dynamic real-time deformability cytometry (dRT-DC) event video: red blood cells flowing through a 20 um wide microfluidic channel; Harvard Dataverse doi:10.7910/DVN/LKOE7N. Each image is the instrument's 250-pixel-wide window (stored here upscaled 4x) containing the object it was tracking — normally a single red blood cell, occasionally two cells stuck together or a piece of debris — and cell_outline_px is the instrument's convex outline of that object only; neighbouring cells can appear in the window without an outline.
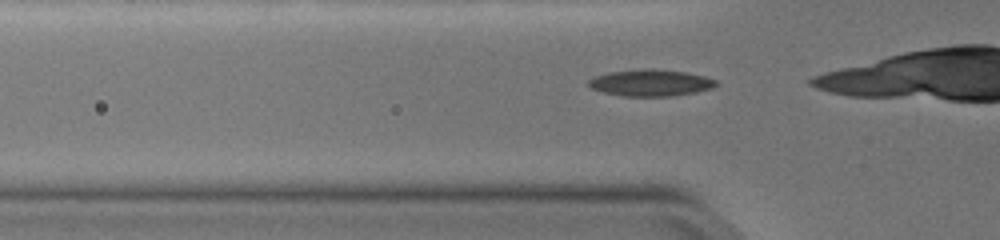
{"species": "common noctule bat (a hibernating species)", "species_latin": "Nyctalus noctula", "temperature_condition": "warm", "stored_images_in_passage": 23, "camera_frame_rate_fps": 3000, "um_per_image_px": 0.085, "animal": {"sex": "female", "body_mass_g": 19.0, "forearm_length_mm": 51.5}, "frame": {"image": 1, "passage_image": 12, "time_ms": 3.667, "image_size_px": [1000, 240], "cell_outline_px": [[716, 84], [712, 88], [696, 92], [672, 96], [620, 96], [604, 92], [592, 88], [588, 84], [588, 80], [596, 76], [608, 72], [640, 68], [652, 68], [688, 72], [704, 76], [716, 80]], "centroid_in_image_um": [55.3, 7.03], "position_along_channel_um": 70.5, "area_um2": 19.88}}
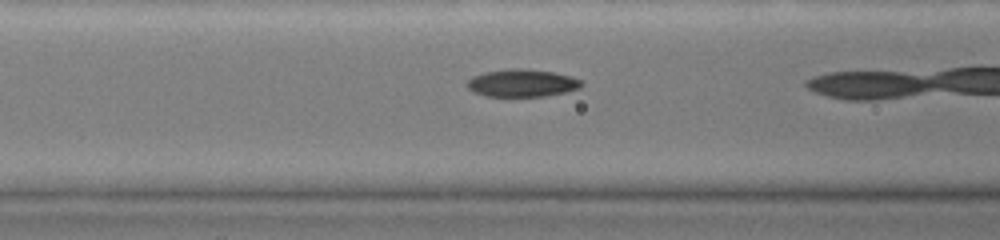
{"frame": {"image": 2, "passage_image": 16, "time_ms": 5.0, "image_size_px": [1000, 240], "cell_outline_px": [[584, 84], [580, 88], [564, 92], [544, 96], [484, 96], [472, 92], [464, 84], [472, 76], [484, 72], [512, 68], [524, 68], [552, 72], [572, 76], [580, 80]], "centroid_in_image_um": [44.33, 7.05], "position_along_channel_um": 122.3, "area_um2": 18.5}}
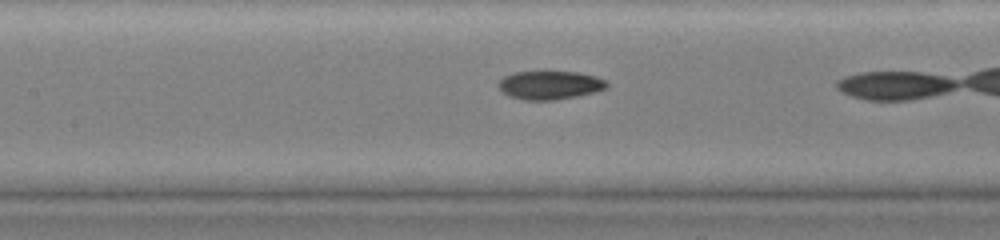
{"frame": {"image": 3, "passage_image": 19, "time_ms": 6.0, "image_size_px": [1000, 240], "cell_outline_px": [[608, 88], [596, 92], [576, 96], [552, 100], [524, 100], [508, 96], [496, 84], [504, 76], [516, 72], [544, 68], [580, 72], [596, 76], [604, 80], [608, 84]], "centroid_in_image_um": [46.74, 7.18], "position_along_channel_um": 160.7, "area_um2": 18.9}}